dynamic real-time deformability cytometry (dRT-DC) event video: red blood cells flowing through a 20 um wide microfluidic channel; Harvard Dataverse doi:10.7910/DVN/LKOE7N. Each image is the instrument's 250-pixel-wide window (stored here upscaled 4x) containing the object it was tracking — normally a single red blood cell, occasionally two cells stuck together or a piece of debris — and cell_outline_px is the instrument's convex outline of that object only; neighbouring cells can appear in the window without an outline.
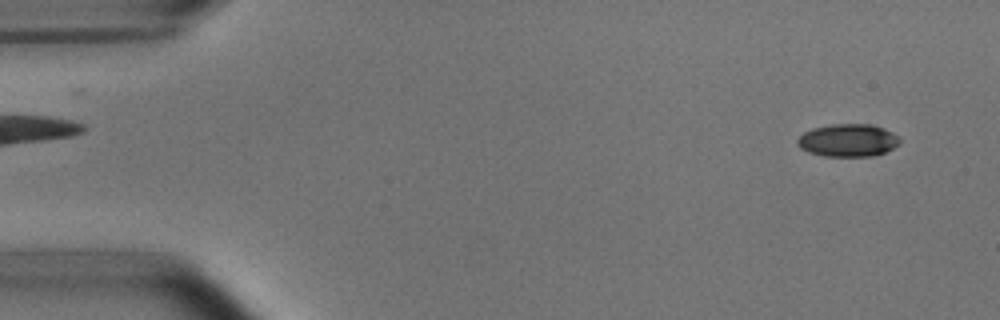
{"species": "common noctule bat (a hibernating species)", "species_latin": "Nyctalus noctula", "temperature_condition": "room temperature", "stored_images_in_passage": 5, "segment_of_instrument_passage": [2, 2], "camera_frame_rate_fps": 3000, "um_per_image_px": 0.085, "animal": {"sex": "male", "body_mass_g": 15.6}, "frame": {"image": 1, "passage_image": 5, "time_ms": 5.667, "image_size_px": [1000, 320], "cell_outline_px": [[900, 144], [884, 152], [872, 156], [824, 156], [808, 152], [800, 148], [796, 144], [796, 140], [804, 132], [812, 128], [832, 124], [872, 124], [884, 128], [892, 132], [900, 140]], "centroid_in_image_um": [72.05, 11.92], "position_along_channel_um": 12.9, "area_um2": 19.54}}